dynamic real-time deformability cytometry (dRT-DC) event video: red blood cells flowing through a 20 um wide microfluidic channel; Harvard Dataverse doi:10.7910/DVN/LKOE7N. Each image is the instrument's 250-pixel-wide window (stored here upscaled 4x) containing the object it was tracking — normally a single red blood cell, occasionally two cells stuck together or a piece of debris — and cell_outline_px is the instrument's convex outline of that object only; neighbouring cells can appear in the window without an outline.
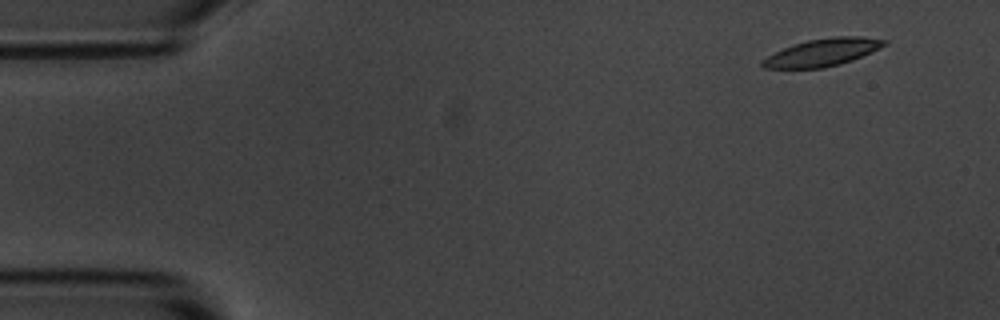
{"species": "common noctule bat (a hibernating species)", "species_latin": "Nyctalus noctula", "temperature_condition": "room temperature", "stored_images_in_passage": 4, "camera_frame_rate_fps": 3000, "um_per_image_px": 0.085, "animal": {"sex": "male", "body_mass_g": 20.1, "forearm_length_mm": 53.5}, "frame": {"image": 1, "passage_image": 1, "time_ms": 0.0, "image_size_px": [1000, 320], "cell_outline_px": [[888, 44], [880, 48], [852, 60], [840, 64], [824, 68], [764, 68], [760, 64], [760, 60], [792, 44], [808, 40], [832, 36], [860, 36], [888, 40]], "centroid_in_image_um": [69.93, 4.44], "position_along_channel_um": 15.1, "area_um2": 19.54}}